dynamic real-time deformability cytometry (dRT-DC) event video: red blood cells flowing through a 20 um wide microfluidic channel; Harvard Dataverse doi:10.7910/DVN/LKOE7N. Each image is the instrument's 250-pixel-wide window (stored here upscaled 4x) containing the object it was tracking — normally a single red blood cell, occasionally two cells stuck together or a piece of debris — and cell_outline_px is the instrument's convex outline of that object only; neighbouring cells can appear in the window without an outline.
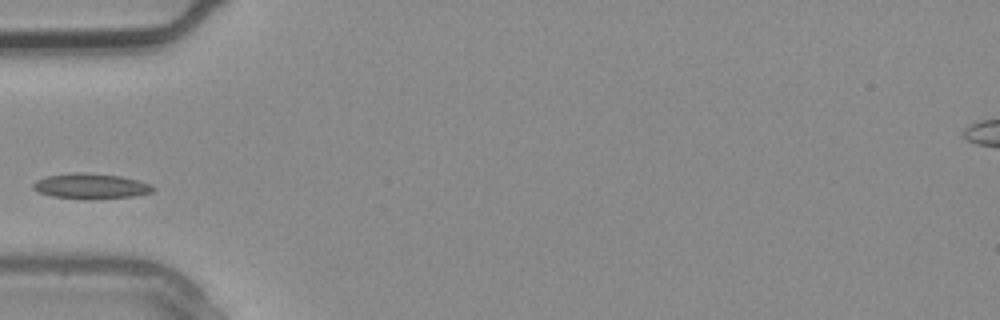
{"species": "common noctule bat (a hibernating species)", "species_latin": "Nyctalus noctula", "temperature_condition": "warm", "stored_images_in_passage": 2, "camera_frame_rate_fps": 3000, "um_per_image_px": 0.085, "animal": {"sex": "male", "body_mass_g": 20.4}, "frame": {"image": 1, "passage_image": 2, "time_ms": 0.333, "image_size_px": [1000, 320], "cell_outline_px": [[156, 188], [152, 192], [132, 196], [92, 200], [88, 200], [52, 196], [40, 192], [32, 188], [32, 184], [36, 180], [48, 176], [68, 172], [84, 172], [120, 176], [152, 184]], "centroid_in_image_um": [7.72, 15.82], "position_along_channel_um": 77.3, "area_um2": 17.86}}